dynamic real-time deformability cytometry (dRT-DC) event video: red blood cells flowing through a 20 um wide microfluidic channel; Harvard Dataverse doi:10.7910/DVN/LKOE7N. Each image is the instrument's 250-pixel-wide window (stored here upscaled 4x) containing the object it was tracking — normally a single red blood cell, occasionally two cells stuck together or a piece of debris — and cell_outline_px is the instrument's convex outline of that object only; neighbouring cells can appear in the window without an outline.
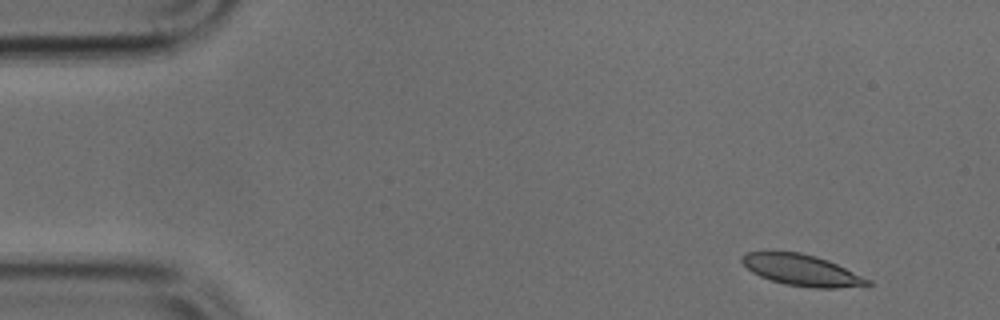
{"species": "common noctule bat (a hibernating species)", "species_latin": "Nyctalus noctula", "temperature_condition": "cold", "stored_images_in_passage": 45, "camera_frame_rate_fps": 3000, "um_per_image_px": 0.085, "animal": {"sex": "male", "body_mass_g": 17.9, "forearm_length_mm": 54.2}, "frame": {"image": 1, "passage_image": 1, "time_ms": 0.0, "image_size_px": [1000, 320], "cell_outline_px": [[872, 284], [836, 288], [812, 288], [784, 284], [760, 276], [752, 272], [740, 260], [740, 256], [748, 252], [800, 252], [816, 256], [828, 260], [872, 280]], "centroid_in_image_um": [68.16, 22.96], "position_along_channel_um": 16.8, "area_um2": 22.72}}
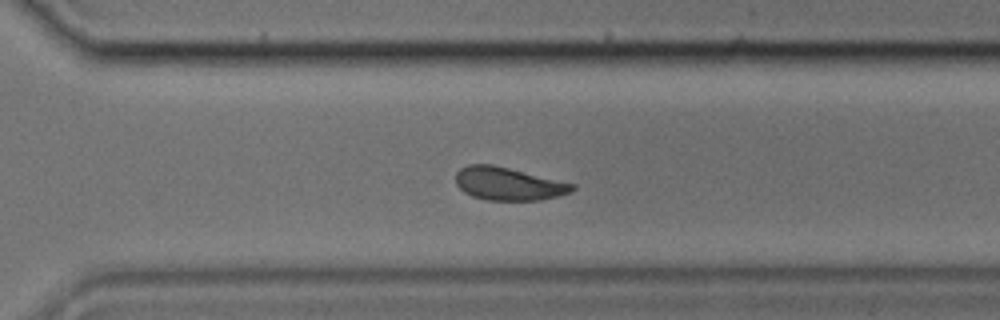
{"frame": {"image": 2, "passage_image": 31, "time_ms": 10.0, "image_size_px": [1000, 320], "cell_outline_px": [[576, 188], [572, 192], [560, 196], [540, 200], [488, 200], [472, 196], [464, 192], [456, 184], [456, 172], [460, 168], [468, 164], [492, 164], [576, 184]], "centroid_in_image_um": [43.23, 15.62], "position_along_channel_um": 327.4, "area_um2": 22.48}}
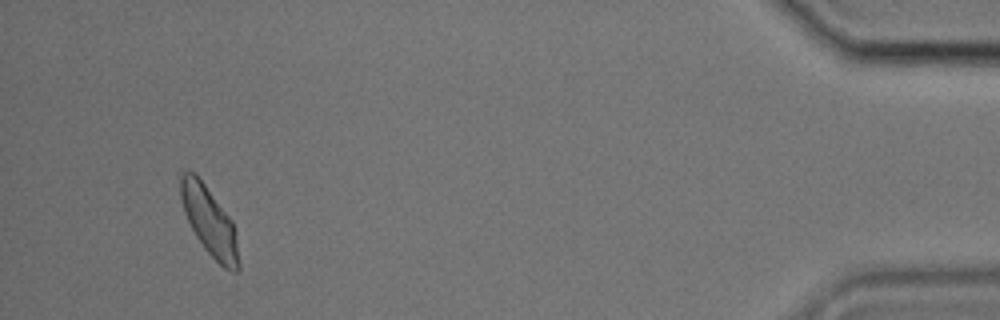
{"frame": {"image": 3, "passage_image": 43, "time_ms": 14.0, "image_size_px": [1000, 320], "cell_outline_px": [[240, 268], [236, 272], [232, 272], [224, 268], [204, 248], [196, 236], [184, 212], [180, 200], [180, 176], [184, 172], [196, 172], [232, 220], [236, 232], [240, 264]], "centroid_in_image_um": [17.81, 18.81], "position_along_channel_um": 417.4, "area_um2": 23.29}}